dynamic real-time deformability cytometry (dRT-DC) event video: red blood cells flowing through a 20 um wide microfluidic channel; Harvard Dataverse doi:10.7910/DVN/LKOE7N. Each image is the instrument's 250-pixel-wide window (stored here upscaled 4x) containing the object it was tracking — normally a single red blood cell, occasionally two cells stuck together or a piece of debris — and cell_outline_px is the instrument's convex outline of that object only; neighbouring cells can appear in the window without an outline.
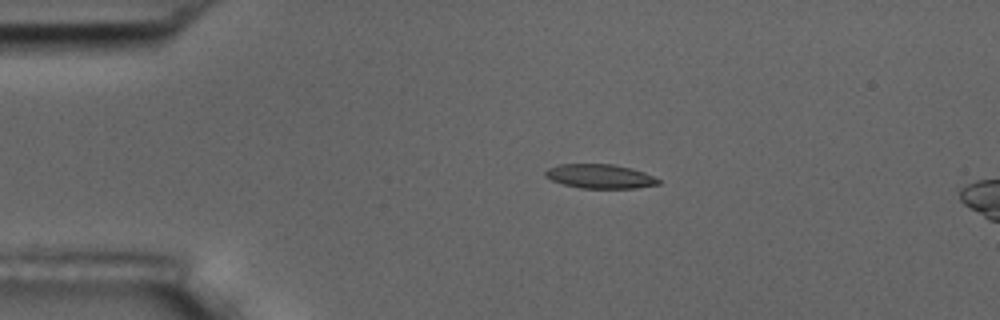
{"species": "common noctule bat (a hibernating species)", "species_latin": "Nyctalus noctula", "temperature_condition": "room temperature", "stored_images_in_passage": 6, "segment_of_instrument_passage": [1, 2], "camera_frame_rate_fps": 3000, "um_per_image_px": 0.085, "animal": {"sex": "male", "body_mass_g": 17.5, "forearm_length_mm": 52.3}, "frame": {"image": 1, "passage_image": 4, "time_ms": 3.667, "image_size_px": [1000, 320], "cell_outline_px": [[660, 184], [636, 188], [580, 188], [564, 184], [552, 180], [544, 176], [544, 172], [548, 168], [560, 164], [612, 164], [632, 168], [644, 172], [660, 180]], "centroid_in_image_um": [50.99, 14.98], "position_along_channel_um": 34.0, "area_um2": 15.9}}